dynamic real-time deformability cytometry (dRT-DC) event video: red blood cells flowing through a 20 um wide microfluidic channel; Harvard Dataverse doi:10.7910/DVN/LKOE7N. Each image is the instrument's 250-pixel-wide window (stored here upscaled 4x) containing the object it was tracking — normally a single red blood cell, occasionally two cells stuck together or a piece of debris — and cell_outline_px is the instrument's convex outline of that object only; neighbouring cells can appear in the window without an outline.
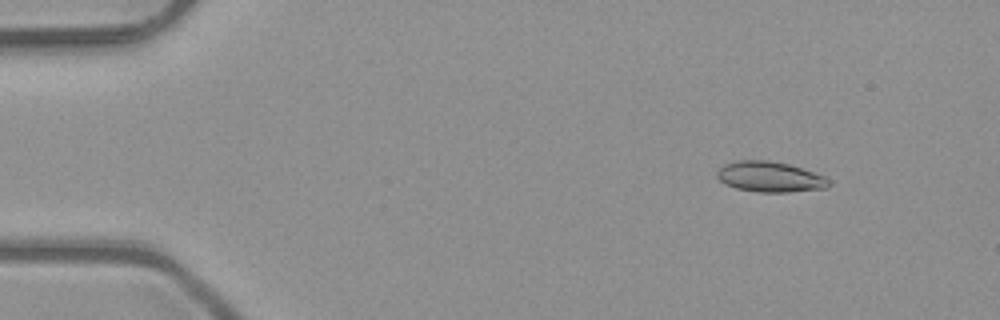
{"species": "common noctule bat (a hibernating species)", "species_latin": "Nyctalus noctula", "temperature_condition": "room temperature", "stored_images_in_passage": 3, "camera_frame_rate_fps": 3000, "um_per_image_px": 0.085, "animal": {"sex": "male", "body_mass_g": 23.1, "forearm_length_mm": 52.7}, "frame": {"image": 1, "passage_image": 1, "time_ms": 0.0, "image_size_px": [1000, 320], "cell_outline_px": [[832, 184], [828, 188], [788, 192], [756, 192], [736, 188], [724, 184], [716, 176], [716, 172], [724, 164], [736, 160], [768, 160], [788, 164], [824, 176]], "centroid_in_image_um": [65.42, 15.04], "position_along_channel_um": 19.6, "area_um2": 19.88}}